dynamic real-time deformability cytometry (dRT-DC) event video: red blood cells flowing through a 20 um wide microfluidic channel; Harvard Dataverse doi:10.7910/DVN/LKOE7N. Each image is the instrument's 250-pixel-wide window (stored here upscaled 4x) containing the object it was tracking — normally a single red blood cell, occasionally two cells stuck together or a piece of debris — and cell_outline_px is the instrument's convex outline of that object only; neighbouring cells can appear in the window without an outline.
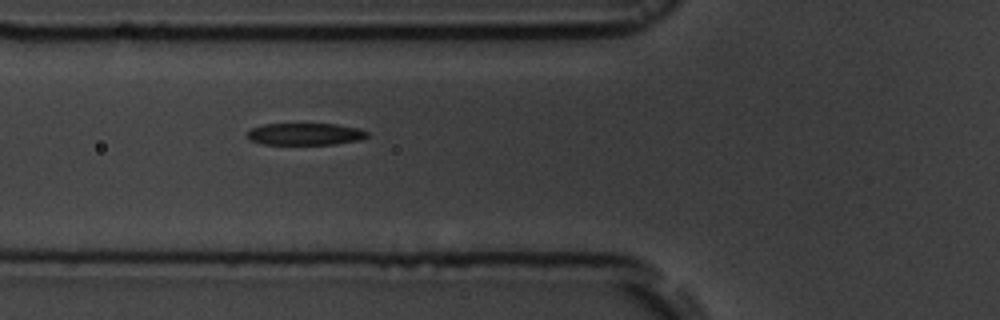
{"species": "common noctule bat (a hibernating species)", "species_latin": "Nyctalus noctula", "temperature_condition": "room temperature", "stored_images_in_passage": 5, "camera_frame_rate_fps": 3000, "um_per_image_px": 0.085, "animal": {"sex": "male", "body_mass_g": 19.5, "forearm_length_mm": 54.6}, "frame": {"image": 1, "passage_image": 5, "time_ms": 4.667, "image_size_px": [1000, 320], "cell_outline_px": [[368, 136], [360, 140], [336, 144], [260, 144], [248, 140], [248, 132], [252, 128], [264, 124], [336, 124], [360, 128], [368, 132]], "centroid_in_image_um": [25.96, 11.4], "position_along_channel_um": 99.8, "area_um2": 15.43}}